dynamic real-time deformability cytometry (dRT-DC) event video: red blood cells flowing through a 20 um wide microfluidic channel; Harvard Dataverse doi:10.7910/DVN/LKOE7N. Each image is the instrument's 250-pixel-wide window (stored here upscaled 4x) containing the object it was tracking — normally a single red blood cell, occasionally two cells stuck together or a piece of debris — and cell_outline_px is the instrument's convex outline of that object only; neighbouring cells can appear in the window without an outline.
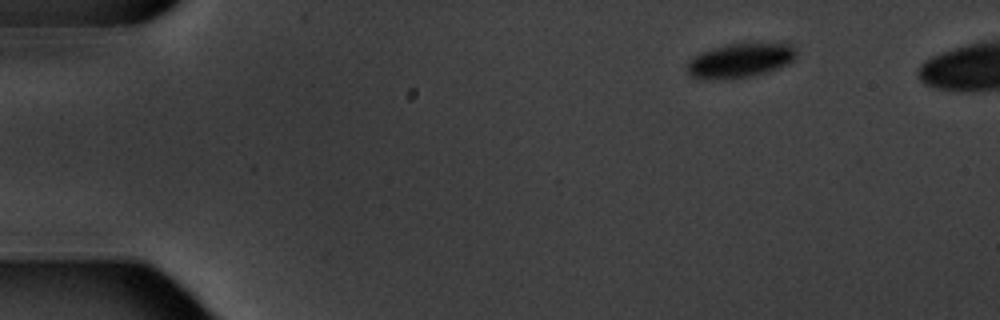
{"species": "common noctule bat (a hibernating species)", "species_latin": "Nyctalus noctula", "temperature_condition": "warm", "stored_images_in_passage": 4, "camera_frame_rate_fps": 3000, "um_per_image_px": 0.085, "animal": {"sex": "male", "body_mass_g": 20.1, "forearm_length_mm": 53.5}, "frame": {"image": 1, "passage_image": 1, "time_ms": 0.0, "image_size_px": [1000, 320], "cell_outline_px": [[796, 56], [788, 64], [764, 72], [748, 76], [692, 76], [688, 72], [688, 60], [700, 52], [712, 48], [728, 44], [792, 44], [796, 48]], "centroid_in_image_um": [62.97, 5.07], "position_along_channel_um": 22.0, "area_um2": 20.52}}